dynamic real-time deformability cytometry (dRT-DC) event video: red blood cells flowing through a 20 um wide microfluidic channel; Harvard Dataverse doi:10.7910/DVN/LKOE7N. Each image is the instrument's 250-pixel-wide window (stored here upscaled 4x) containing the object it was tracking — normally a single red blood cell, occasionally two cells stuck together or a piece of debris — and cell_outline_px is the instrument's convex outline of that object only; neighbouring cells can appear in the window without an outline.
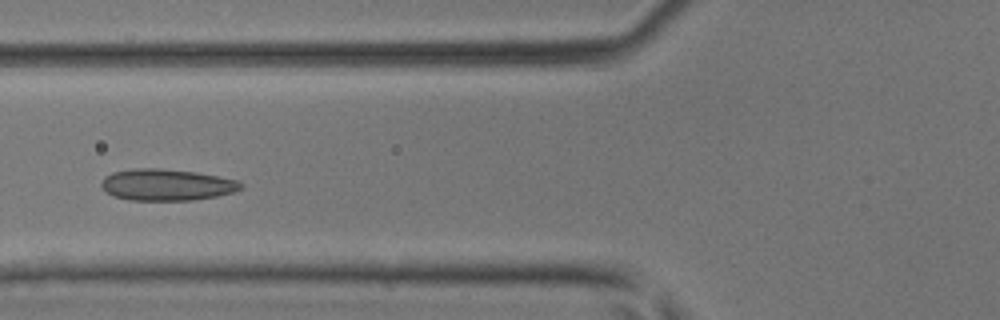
{"species": "common noctule bat (a hibernating species)", "species_latin": "Nyctalus noctula", "temperature_condition": "room temperature", "stored_images_in_passage": 44, "camera_frame_rate_fps": 3000, "um_per_image_px": 0.085, "animal": {"sex": "male", "body_mass_g": 17.9, "forearm_length_mm": 54.2}, "frame": {"image": 1, "passage_image": 16, "time_ms": 5.0, "image_size_px": [1000, 320], "cell_outline_px": [[244, 188], [232, 192], [216, 196], [192, 200], [128, 200], [112, 196], [100, 184], [104, 176], [112, 172], [132, 168], [156, 168], [196, 172], [240, 180], [244, 184]], "centroid_in_image_um": [14.18, 15.7], "position_along_channel_um": 111.6, "area_um2": 25.78}}
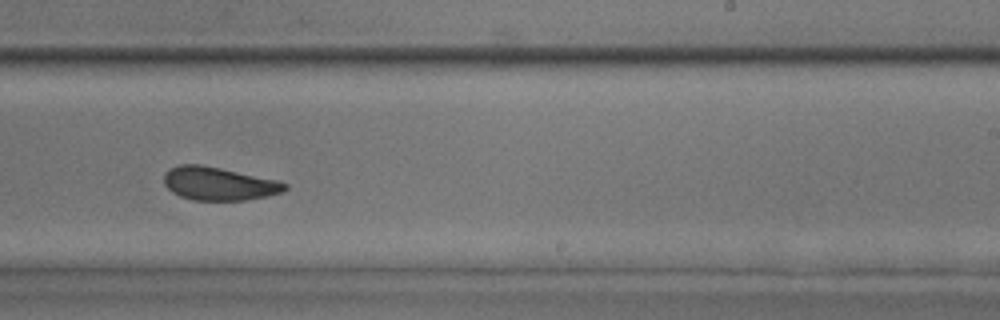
{"frame": {"image": 2, "passage_image": 27, "time_ms": 8.667, "image_size_px": [1000, 320], "cell_outline_px": [[288, 188], [284, 192], [268, 196], [244, 200], [192, 200], [180, 196], [172, 192], [164, 184], [164, 172], [168, 168], [176, 164], [200, 164], [220, 168], [276, 180], [288, 184]], "centroid_in_image_um": [18.57, 15.61], "position_along_channel_um": 270.4, "area_um2": 23.52}}
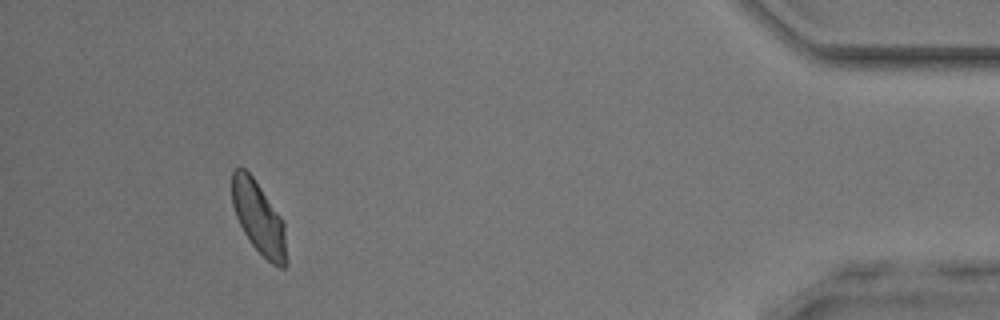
{"frame": {"image": 3, "passage_image": 41, "time_ms": 13.333, "image_size_px": [1000, 320], "cell_outline_px": [[288, 264], [284, 268], [280, 268], [272, 264], [252, 244], [244, 232], [236, 216], [232, 204], [232, 172], [236, 168], [244, 168], [252, 176], [284, 220]], "centroid_in_image_um": [22.02, 18.55], "position_along_channel_um": 413.2, "area_um2": 22.95}}